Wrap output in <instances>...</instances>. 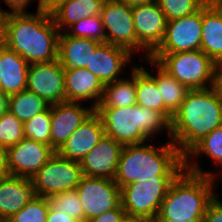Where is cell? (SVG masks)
I'll return each instance as SVG.
<instances>
[{
	"label": "cell",
	"instance_id": "cell-1",
	"mask_svg": "<svg viewBox=\"0 0 222 222\" xmlns=\"http://www.w3.org/2000/svg\"><path fill=\"white\" fill-rule=\"evenodd\" d=\"M222 126V98L216 86L187 93L170 121V141L185 155L206 135Z\"/></svg>",
	"mask_w": 222,
	"mask_h": 222
},
{
	"label": "cell",
	"instance_id": "cell-2",
	"mask_svg": "<svg viewBox=\"0 0 222 222\" xmlns=\"http://www.w3.org/2000/svg\"><path fill=\"white\" fill-rule=\"evenodd\" d=\"M59 33L51 14L43 9L35 14L11 13L4 45L28 64L55 61Z\"/></svg>",
	"mask_w": 222,
	"mask_h": 222
},
{
	"label": "cell",
	"instance_id": "cell-3",
	"mask_svg": "<svg viewBox=\"0 0 222 222\" xmlns=\"http://www.w3.org/2000/svg\"><path fill=\"white\" fill-rule=\"evenodd\" d=\"M184 160L185 169L172 182L153 220L202 221L214 198V173L203 172L193 161Z\"/></svg>",
	"mask_w": 222,
	"mask_h": 222
},
{
	"label": "cell",
	"instance_id": "cell-4",
	"mask_svg": "<svg viewBox=\"0 0 222 222\" xmlns=\"http://www.w3.org/2000/svg\"><path fill=\"white\" fill-rule=\"evenodd\" d=\"M184 169V156L172 141L159 148L129 144L122 149L114 181L121 188L141 178L177 177Z\"/></svg>",
	"mask_w": 222,
	"mask_h": 222
},
{
	"label": "cell",
	"instance_id": "cell-5",
	"mask_svg": "<svg viewBox=\"0 0 222 222\" xmlns=\"http://www.w3.org/2000/svg\"><path fill=\"white\" fill-rule=\"evenodd\" d=\"M105 135L123 145L145 143L155 133L166 128L170 121L159 111L137 104L128 107H96Z\"/></svg>",
	"mask_w": 222,
	"mask_h": 222
},
{
	"label": "cell",
	"instance_id": "cell-6",
	"mask_svg": "<svg viewBox=\"0 0 222 222\" xmlns=\"http://www.w3.org/2000/svg\"><path fill=\"white\" fill-rule=\"evenodd\" d=\"M149 59L156 61L190 90L207 89L216 85L217 64L201 50L150 54Z\"/></svg>",
	"mask_w": 222,
	"mask_h": 222
},
{
	"label": "cell",
	"instance_id": "cell-7",
	"mask_svg": "<svg viewBox=\"0 0 222 222\" xmlns=\"http://www.w3.org/2000/svg\"><path fill=\"white\" fill-rule=\"evenodd\" d=\"M176 178L147 177L121 187V205L127 216L143 217L152 221Z\"/></svg>",
	"mask_w": 222,
	"mask_h": 222
},
{
	"label": "cell",
	"instance_id": "cell-8",
	"mask_svg": "<svg viewBox=\"0 0 222 222\" xmlns=\"http://www.w3.org/2000/svg\"><path fill=\"white\" fill-rule=\"evenodd\" d=\"M83 177L80 163L65 159L57 152L31 178L37 196L49 198L76 189Z\"/></svg>",
	"mask_w": 222,
	"mask_h": 222
},
{
	"label": "cell",
	"instance_id": "cell-9",
	"mask_svg": "<svg viewBox=\"0 0 222 222\" xmlns=\"http://www.w3.org/2000/svg\"><path fill=\"white\" fill-rule=\"evenodd\" d=\"M76 190L83 207L84 222L121 205V190L114 179L83 175Z\"/></svg>",
	"mask_w": 222,
	"mask_h": 222
},
{
	"label": "cell",
	"instance_id": "cell-10",
	"mask_svg": "<svg viewBox=\"0 0 222 222\" xmlns=\"http://www.w3.org/2000/svg\"><path fill=\"white\" fill-rule=\"evenodd\" d=\"M201 39L202 8L195 13L167 21L164 38L151 54L200 50Z\"/></svg>",
	"mask_w": 222,
	"mask_h": 222
},
{
	"label": "cell",
	"instance_id": "cell-11",
	"mask_svg": "<svg viewBox=\"0 0 222 222\" xmlns=\"http://www.w3.org/2000/svg\"><path fill=\"white\" fill-rule=\"evenodd\" d=\"M105 33V42L137 51V37L132 17V7L119 0H105L100 13Z\"/></svg>",
	"mask_w": 222,
	"mask_h": 222
},
{
	"label": "cell",
	"instance_id": "cell-12",
	"mask_svg": "<svg viewBox=\"0 0 222 222\" xmlns=\"http://www.w3.org/2000/svg\"><path fill=\"white\" fill-rule=\"evenodd\" d=\"M26 89L50 105L66 102L65 69L59 60L29 64Z\"/></svg>",
	"mask_w": 222,
	"mask_h": 222
},
{
	"label": "cell",
	"instance_id": "cell-13",
	"mask_svg": "<svg viewBox=\"0 0 222 222\" xmlns=\"http://www.w3.org/2000/svg\"><path fill=\"white\" fill-rule=\"evenodd\" d=\"M132 17L137 37V51L146 50L150 54L162 42L167 26V19L157 1L132 7Z\"/></svg>",
	"mask_w": 222,
	"mask_h": 222
},
{
	"label": "cell",
	"instance_id": "cell-14",
	"mask_svg": "<svg viewBox=\"0 0 222 222\" xmlns=\"http://www.w3.org/2000/svg\"><path fill=\"white\" fill-rule=\"evenodd\" d=\"M55 152L47 144L24 138L18 144L8 147L9 175L31 179Z\"/></svg>",
	"mask_w": 222,
	"mask_h": 222
},
{
	"label": "cell",
	"instance_id": "cell-15",
	"mask_svg": "<svg viewBox=\"0 0 222 222\" xmlns=\"http://www.w3.org/2000/svg\"><path fill=\"white\" fill-rule=\"evenodd\" d=\"M93 111L92 106L85 108L79 102L51 105V147L57 152Z\"/></svg>",
	"mask_w": 222,
	"mask_h": 222
},
{
	"label": "cell",
	"instance_id": "cell-16",
	"mask_svg": "<svg viewBox=\"0 0 222 222\" xmlns=\"http://www.w3.org/2000/svg\"><path fill=\"white\" fill-rule=\"evenodd\" d=\"M123 147V144L105 135L80 161L82 174L114 179Z\"/></svg>",
	"mask_w": 222,
	"mask_h": 222
},
{
	"label": "cell",
	"instance_id": "cell-17",
	"mask_svg": "<svg viewBox=\"0 0 222 222\" xmlns=\"http://www.w3.org/2000/svg\"><path fill=\"white\" fill-rule=\"evenodd\" d=\"M105 136L100 116L93 111L89 117L69 136L57 153L72 161L79 162Z\"/></svg>",
	"mask_w": 222,
	"mask_h": 222
},
{
	"label": "cell",
	"instance_id": "cell-18",
	"mask_svg": "<svg viewBox=\"0 0 222 222\" xmlns=\"http://www.w3.org/2000/svg\"><path fill=\"white\" fill-rule=\"evenodd\" d=\"M133 54L122 47L110 43H101L91 54L89 66L86 69L99 78L104 84L120 80L123 67L128 64Z\"/></svg>",
	"mask_w": 222,
	"mask_h": 222
},
{
	"label": "cell",
	"instance_id": "cell-19",
	"mask_svg": "<svg viewBox=\"0 0 222 222\" xmlns=\"http://www.w3.org/2000/svg\"><path fill=\"white\" fill-rule=\"evenodd\" d=\"M29 178L6 175L0 177V220L7 222L35 197Z\"/></svg>",
	"mask_w": 222,
	"mask_h": 222
},
{
	"label": "cell",
	"instance_id": "cell-20",
	"mask_svg": "<svg viewBox=\"0 0 222 222\" xmlns=\"http://www.w3.org/2000/svg\"><path fill=\"white\" fill-rule=\"evenodd\" d=\"M200 50L217 65L222 63V1L209 0L202 7Z\"/></svg>",
	"mask_w": 222,
	"mask_h": 222
},
{
	"label": "cell",
	"instance_id": "cell-21",
	"mask_svg": "<svg viewBox=\"0 0 222 222\" xmlns=\"http://www.w3.org/2000/svg\"><path fill=\"white\" fill-rule=\"evenodd\" d=\"M105 85L86 68L65 69V92L67 102L92 100L94 109L102 99Z\"/></svg>",
	"mask_w": 222,
	"mask_h": 222
},
{
	"label": "cell",
	"instance_id": "cell-22",
	"mask_svg": "<svg viewBox=\"0 0 222 222\" xmlns=\"http://www.w3.org/2000/svg\"><path fill=\"white\" fill-rule=\"evenodd\" d=\"M29 64L15 51L0 45V90L8 96L26 90Z\"/></svg>",
	"mask_w": 222,
	"mask_h": 222
},
{
	"label": "cell",
	"instance_id": "cell-23",
	"mask_svg": "<svg viewBox=\"0 0 222 222\" xmlns=\"http://www.w3.org/2000/svg\"><path fill=\"white\" fill-rule=\"evenodd\" d=\"M101 42L60 32L58 38V60L64 69L86 68L91 54Z\"/></svg>",
	"mask_w": 222,
	"mask_h": 222
},
{
	"label": "cell",
	"instance_id": "cell-24",
	"mask_svg": "<svg viewBox=\"0 0 222 222\" xmlns=\"http://www.w3.org/2000/svg\"><path fill=\"white\" fill-rule=\"evenodd\" d=\"M105 0H70L59 5L51 16L61 32L86 17L100 15Z\"/></svg>",
	"mask_w": 222,
	"mask_h": 222
},
{
	"label": "cell",
	"instance_id": "cell-25",
	"mask_svg": "<svg viewBox=\"0 0 222 222\" xmlns=\"http://www.w3.org/2000/svg\"><path fill=\"white\" fill-rule=\"evenodd\" d=\"M136 94L137 105L159 111L171 121L173 113L164 105L156 75H152L144 67L136 66Z\"/></svg>",
	"mask_w": 222,
	"mask_h": 222
},
{
	"label": "cell",
	"instance_id": "cell-26",
	"mask_svg": "<svg viewBox=\"0 0 222 222\" xmlns=\"http://www.w3.org/2000/svg\"><path fill=\"white\" fill-rule=\"evenodd\" d=\"M132 79H120L105 85L97 107H128L137 103L136 66H133Z\"/></svg>",
	"mask_w": 222,
	"mask_h": 222
},
{
	"label": "cell",
	"instance_id": "cell-27",
	"mask_svg": "<svg viewBox=\"0 0 222 222\" xmlns=\"http://www.w3.org/2000/svg\"><path fill=\"white\" fill-rule=\"evenodd\" d=\"M151 64L156 65V83L164 105L174 113L182 104L190 89L178 82L173 76L166 72L156 61L147 59Z\"/></svg>",
	"mask_w": 222,
	"mask_h": 222
},
{
	"label": "cell",
	"instance_id": "cell-28",
	"mask_svg": "<svg viewBox=\"0 0 222 222\" xmlns=\"http://www.w3.org/2000/svg\"><path fill=\"white\" fill-rule=\"evenodd\" d=\"M49 107V103L27 89L9 96L8 111L23 123Z\"/></svg>",
	"mask_w": 222,
	"mask_h": 222
},
{
	"label": "cell",
	"instance_id": "cell-29",
	"mask_svg": "<svg viewBox=\"0 0 222 222\" xmlns=\"http://www.w3.org/2000/svg\"><path fill=\"white\" fill-rule=\"evenodd\" d=\"M51 105L24 123L25 138L51 146Z\"/></svg>",
	"mask_w": 222,
	"mask_h": 222
},
{
	"label": "cell",
	"instance_id": "cell-30",
	"mask_svg": "<svg viewBox=\"0 0 222 222\" xmlns=\"http://www.w3.org/2000/svg\"><path fill=\"white\" fill-rule=\"evenodd\" d=\"M199 153H204L209 158H212L216 164L222 166V126L216 128L201 141H199L184 157V160H189L190 156H200Z\"/></svg>",
	"mask_w": 222,
	"mask_h": 222
},
{
	"label": "cell",
	"instance_id": "cell-31",
	"mask_svg": "<svg viewBox=\"0 0 222 222\" xmlns=\"http://www.w3.org/2000/svg\"><path fill=\"white\" fill-rule=\"evenodd\" d=\"M50 205L59 212L84 222V211L77 190H67L48 198Z\"/></svg>",
	"mask_w": 222,
	"mask_h": 222
},
{
	"label": "cell",
	"instance_id": "cell-32",
	"mask_svg": "<svg viewBox=\"0 0 222 222\" xmlns=\"http://www.w3.org/2000/svg\"><path fill=\"white\" fill-rule=\"evenodd\" d=\"M70 30V32H68ZM66 33L70 36L88 38L105 43V29L100 15L80 19L71 25Z\"/></svg>",
	"mask_w": 222,
	"mask_h": 222
},
{
	"label": "cell",
	"instance_id": "cell-33",
	"mask_svg": "<svg viewBox=\"0 0 222 222\" xmlns=\"http://www.w3.org/2000/svg\"><path fill=\"white\" fill-rule=\"evenodd\" d=\"M49 206L48 198L35 195L29 203L7 222H46Z\"/></svg>",
	"mask_w": 222,
	"mask_h": 222
},
{
	"label": "cell",
	"instance_id": "cell-34",
	"mask_svg": "<svg viewBox=\"0 0 222 222\" xmlns=\"http://www.w3.org/2000/svg\"><path fill=\"white\" fill-rule=\"evenodd\" d=\"M24 138V123L9 111L4 113L0 117V145L10 147Z\"/></svg>",
	"mask_w": 222,
	"mask_h": 222
},
{
	"label": "cell",
	"instance_id": "cell-35",
	"mask_svg": "<svg viewBox=\"0 0 222 222\" xmlns=\"http://www.w3.org/2000/svg\"><path fill=\"white\" fill-rule=\"evenodd\" d=\"M209 0H157L167 21L180 18L200 10Z\"/></svg>",
	"mask_w": 222,
	"mask_h": 222
},
{
	"label": "cell",
	"instance_id": "cell-36",
	"mask_svg": "<svg viewBox=\"0 0 222 222\" xmlns=\"http://www.w3.org/2000/svg\"><path fill=\"white\" fill-rule=\"evenodd\" d=\"M216 197L208 203L202 222H222V202Z\"/></svg>",
	"mask_w": 222,
	"mask_h": 222
},
{
	"label": "cell",
	"instance_id": "cell-37",
	"mask_svg": "<svg viewBox=\"0 0 222 222\" xmlns=\"http://www.w3.org/2000/svg\"><path fill=\"white\" fill-rule=\"evenodd\" d=\"M127 216L122 205L118 208L102 213L88 222H122Z\"/></svg>",
	"mask_w": 222,
	"mask_h": 222
},
{
	"label": "cell",
	"instance_id": "cell-38",
	"mask_svg": "<svg viewBox=\"0 0 222 222\" xmlns=\"http://www.w3.org/2000/svg\"><path fill=\"white\" fill-rule=\"evenodd\" d=\"M46 222H80V221L72 218L71 216H68L67 214H63V212L61 213L57 211L50 205Z\"/></svg>",
	"mask_w": 222,
	"mask_h": 222
},
{
	"label": "cell",
	"instance_id": "cell-39",
	"mask_svg": "<svg viewBox=\"0 0 222 222\" xmlns=\"http://www.w3.org/2000/svg\"><path fill=\"white\" fill-rule=\"evenodd\" d=\"M10 14L11 12L4 11L0 8V45H4L6 40V31Z\"/></svg>",
	"mask_w": 222,
	"mask_h": 222
},
{
	"label": "cell",
	"instance_id": "cell-40",
	"mask_svg": "<svg viewBox=\"0 0 222 222\" xmlns=\"http://www.w3.org/2000/svg\"><path fill=\"white\" fill-rule=\"evenodd\" d=\"M9 175L8 147L0 145V177Z\"/></svg>",
	"mask_w": 222,
	"mask_h": 222
},
{
	"label": "cell",
	"instance_id": "cell-41",
	"mask_svg": "<svg viewBox=\"0 0 222 222\" xmlns=\"http://www.w3.org/2000/svg\"><path fill=\"white\" fill-rule=\"evenodd\" d=\"M8 6L12 9V14L14 13H26V7L31 0H4Z\"/></svg>",
	"mask_w": 222,
	"mask_h": 222
},
{
	"label": "cell",
	"instance_id": "cell-42",
	"mask_svg": "<svg viewBox=\"0 0 222 222\" xmlns=\"http://www.w3.org/2000/svg\"><path fill=\"white\" fill-rule=\"evenodd\" d=\"M60 5V0H39L38 10H45L52 13Z\"/></svg>",
	"mask_w": 222,
	"mask_h": 222
},
{
	"label": "cell",
	"instance_id": "cell-43",
	"mask_svg": "<svg viewBox=\"0 0 222 222\" xmlns=\"http://www.w3.org/2000/svg\"><path fill=\"white\" fill-rule=\"evenodd\" d=\"M9 96L0 90V117L8 112Z\"/></svg>",
	"mask_w": 222,
	"mask_h": 222
},
{
	"label": "cell",
	"instance_id": "cell-44",
	"mask_svg": "<svg viewBox=\"0 0 222 222\" xmlns=\"http://www.w3.org/2000/svg\"><path fill=\"white\" fill-rule=\"evenodd\" d=\"M216 88L220 92L221 98H222V63L217 65V71H216Z\"/></svg>",
	"mask_w": 222,
	"mask_h": 222
},
{
	"label": "cell",
	"instance_id": "cell-45",
	"mask_svg": "<svg viewBox=\"0 0 222 222\" xmlns=\"http://www.w3.org/2000/svg\"><path fill=\"white\" fill-rule=\"evenodd\" d=\"M119 1L125 3L129 7H135L142 4L153 3L156 2L157 0H119Z\"/></svg>",
	"mask_w": 222,
	"mask_h": 222
},
{
	"label": "cell",
	"instance_id": "cell-46",
	"mask_svg": "<svg viewBox=\"0 0 222 222\" xmlns=\"http://www.w3.org/2000/svg\"><path fill=\"white\" fill-rule=\"evenodd\" d=\"M122 222H152L150 219L143 217H129L126 216Z\"/></svg>",
	"mask_w": 222,
	"mask_h": 222
},
{
	"label": "cell",
	"instance_id": "cell-47",
	"mask_svg": "<svg viewBox=\"0 0 222 222\" xmlns=\"http://www.w3.org/2000/svg\"><path fill=\"white\" fill-rule=\"evenodd\" d=\"M152 222H202V221H185V220H152Z\"/></svg>",
	"mask_w": 222,
	"mask_h": 222
},
{
	"label": "cell",
	"instance_id": "cell-48",
	"mask_svg": "<svg viewBox=\"0 0 222 222\" xmlns=\"http://www.w3.org/2000/svg\"><path fill=\"white\" fill-rule=\"evenodd\" d=\"M70 0H60V5Z\"/></svg>",
	"mask_w": 222,
	"mask_h": 222
}]
</instances>
